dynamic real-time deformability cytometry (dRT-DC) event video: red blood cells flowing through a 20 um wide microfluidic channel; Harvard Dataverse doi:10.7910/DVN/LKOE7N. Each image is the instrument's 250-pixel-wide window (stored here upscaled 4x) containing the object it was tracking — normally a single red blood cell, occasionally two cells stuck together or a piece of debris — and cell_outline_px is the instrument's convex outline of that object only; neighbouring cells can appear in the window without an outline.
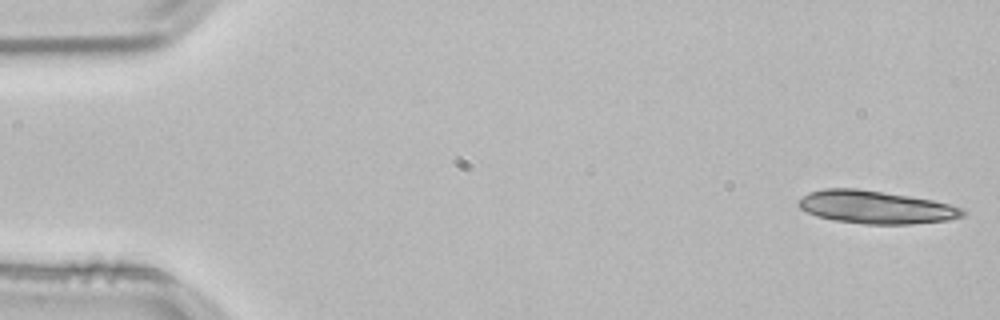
{"species": "common noctule bat (a hibernating species)", "species_latin": "Nyctalus noctula", "temperature_condition": "room temperature", "stored_images_in_passage": 53, "camera_frame_rate_fps": 3000, "um_per_image_px": 0.085, "animal": {"sex": "male", "body_mass_g": 21.5, "forearm_length_mm": 52.0}, "frame": {"image": 1, "passage_image": 1, "time_ms": 0.0, "image_size_px": [1000, 320], "cell_outline_px": [[968, 212], [964, 216], [948, 220], [912, 224], [864, 224], [832, 220], [816, 216], [800, 208], [796, 204], [796, 200], [808, 192], [824, 188], [856, 188], [912, 196], [932, 200], [964, 208]], "centroid_in_image_um": [74.42, 17.61], "position_along_channel_um": 10.6, "area_um2": 31.85}}
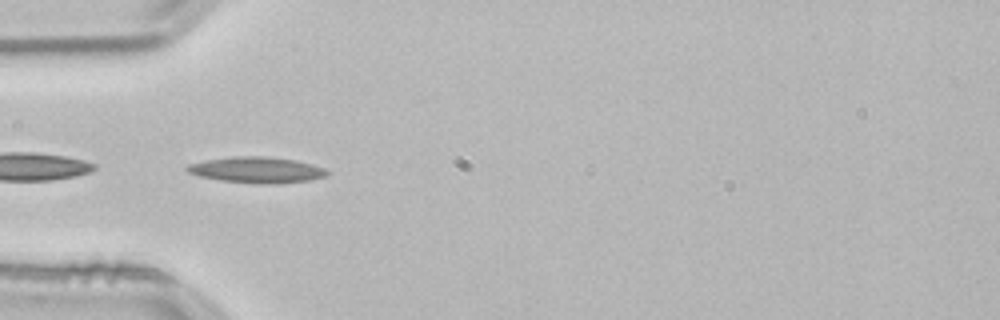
{"frame": {"image": 2, "passage_image": 16, "time_ms": 5.0, "image_size_px": [1000, 320], "cell_outline_px": [[328, 176], [308, 180], [280, 184], [256, 184], [220, 180], [200, 176], [188, 172], [184, 168], [188, 164], [208, 160], [232, 156], [264, 156], [296, 160], [312, 164], [324, 168], [328, 172]], "centroid_in_image_um": [21.84, 14.45], "position_along_channel_um": 63.2, "area_um2": 21.27}}
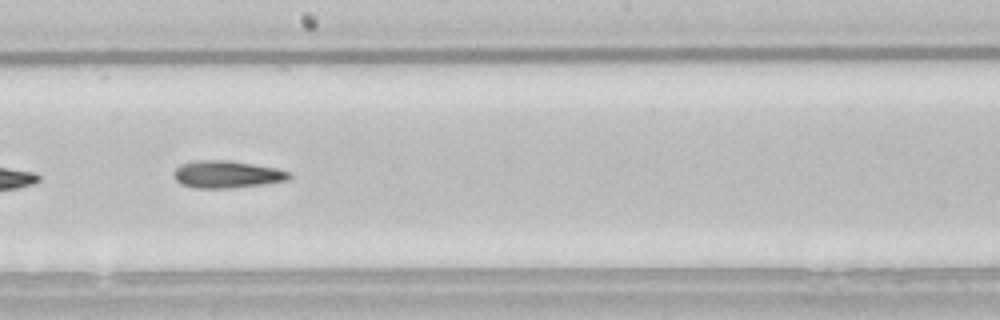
{"frame": {"image": 3, "passage_image": 29, "time_ms": 9.333, "image_size_px": [1000, 320], "cell_outline_px": [[292, 176], [288, 180], [264, 184], [232, 188], [192, 188], [180, 184], [172, 176], [172, 172], [180, 164], [196, 160], [228, 160], [276, 168], [288, 172]], "centroid_in_image_um": [19.22, 14.82], "position_along_channel_um": 229.0, "area_um2": 18.5}}